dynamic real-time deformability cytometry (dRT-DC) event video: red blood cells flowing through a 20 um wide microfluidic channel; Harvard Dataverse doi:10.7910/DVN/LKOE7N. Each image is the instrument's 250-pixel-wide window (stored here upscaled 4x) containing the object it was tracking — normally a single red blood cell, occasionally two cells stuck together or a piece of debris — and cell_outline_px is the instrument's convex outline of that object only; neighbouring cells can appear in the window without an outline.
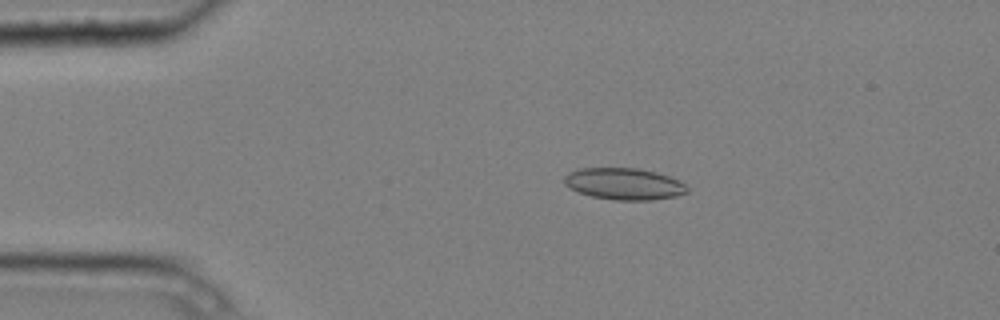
{"species": "common noctule bat (a hibernating species)", "species_latin": "Nyctalus noctula", "temperature_condition": "cold", "stored_images_in_passage": 5, "camera_frame_rate_fps": 3000, "um_per_image_px": 0.085, "animal": {"sex": "male", "body_mass_g": 20.4}, "frame": {"image": 1, "passage_image": 3, "time_ms": 0.667, "image_size_px": [1000, 320], "cell_outline_px": [[688, 192], [676, 196], [652, 200], [612, 200], [592, 196], [580, 192], [564, 184], [564, 176], [568, 172], [580, 168], [636, 168], [656, 172], [668, 176], [684, 184], [688, 188]], "centroid_in_image_um": [53.03, 15.63], "position_along_channel_um": 32.0, "area_um2": 22.54}}
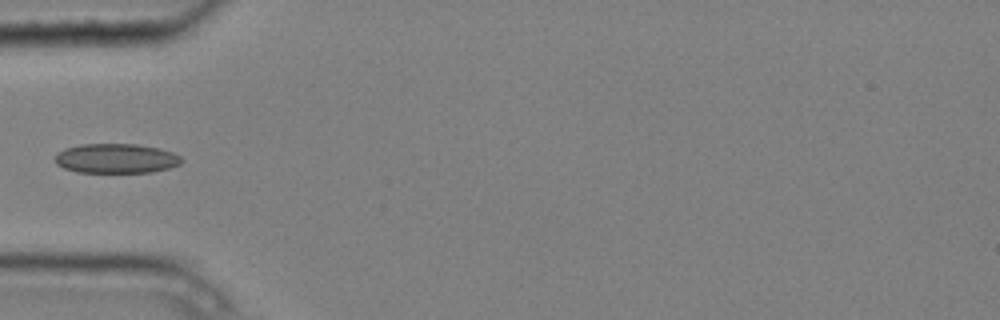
{"frame": {"image": 2, "passage_image": 5, "time_ms": 1.333, "image_size_px": [1000, 320], "cell_outline_px": [[184, 160], [180, 164], [168, 168], [152, 172], [76, 172], [64, 168], [56, 164], [56, 156], [64, 148], [80, 144], [136, 144], [160, 148], [172, 152], [180, 156]], "centroid_in_image_um": [9.89, 13.46], "position_along_channel_um": 75.1, "area_um2": 21.79}}